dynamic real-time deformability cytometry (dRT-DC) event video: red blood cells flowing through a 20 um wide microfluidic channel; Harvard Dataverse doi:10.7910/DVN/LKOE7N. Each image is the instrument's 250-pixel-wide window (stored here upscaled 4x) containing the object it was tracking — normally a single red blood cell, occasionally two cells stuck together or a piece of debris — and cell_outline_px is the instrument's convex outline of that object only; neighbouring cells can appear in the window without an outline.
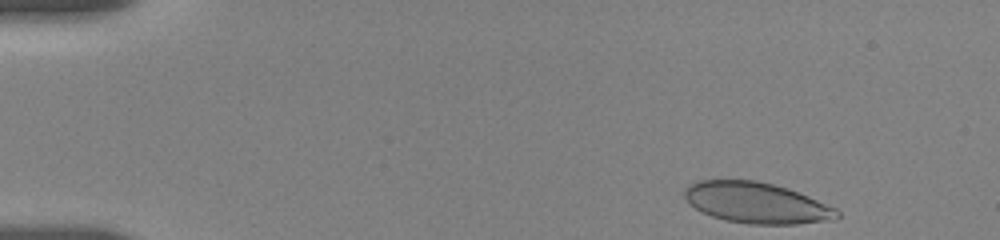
{"species": "human", "species_latin": "Homo sapiens", "temperature_condition": "room temperature", "stored_images_in_passage": 7, "camera_frame_rate_fps": 3000, "um_per_image_px": 0.085, "donor": {"sex": "female"}, "frame": {"image": 1, "passage_image": 1, "time_ms": 0.0, "image_size_px": [1000, 240], "cell_outline_px": [[840, 216], [836, 220], [796, 224], [748, 224], [724, 220], [712, 216], [688, 204], [684, 196], [684, 188], [688, 184], [696, 180], [756, 180], [788, 188], [808, 196], [836, 208], [840, 212]], "centroid_in_image_um": [64.3, 17.24], "position_along_channel_um": 20.7, "area_um2": 36.59}}
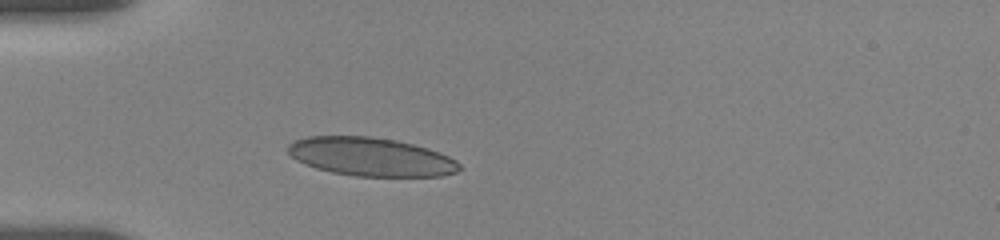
{"frame": {"image": 2, "passage_image": 5, "time_ms": 3.333, "image_size_px": [1000, 240], "cell_outline_px": [[464, 168], [456, 172], [440, 176], [356, 176], [332, 172], [316, 168], [304, 164], [296, 160], [288, 152], [288, 144], [292, 140], [308, 136], [368, 136], [396, 140], [428, 148], [448, 156], [456, 160]], "centroid_in_image_um": [31.52, 13.32], "position_along_channel_um": 53.5, "area_um2": 38.55}}
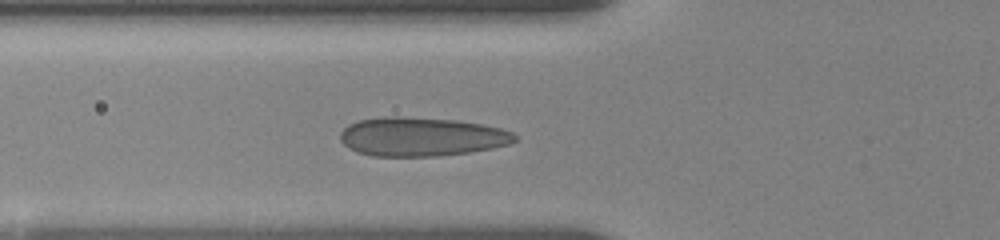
{"frame": {"image": 3, "passage_image": 7, "time_ms": 4.667, "image_size_px": [1000, 240], "cell_outline_px": [[516, 140], [508, 144], [492, 148], [468, 152], [436, 156], [372, 156], [356, 152], [348, 148], [340, 140], [340, 132], [348, 124], [360, 120], [384, 116], [400, 116], [456, 120], [480, 124], [500, 128], [512, 132], [516, 136]], "centroid_in_image_um": [35.77, 11.62], "position_along_channel_um": 90.0, "area_um2": 39.54}}